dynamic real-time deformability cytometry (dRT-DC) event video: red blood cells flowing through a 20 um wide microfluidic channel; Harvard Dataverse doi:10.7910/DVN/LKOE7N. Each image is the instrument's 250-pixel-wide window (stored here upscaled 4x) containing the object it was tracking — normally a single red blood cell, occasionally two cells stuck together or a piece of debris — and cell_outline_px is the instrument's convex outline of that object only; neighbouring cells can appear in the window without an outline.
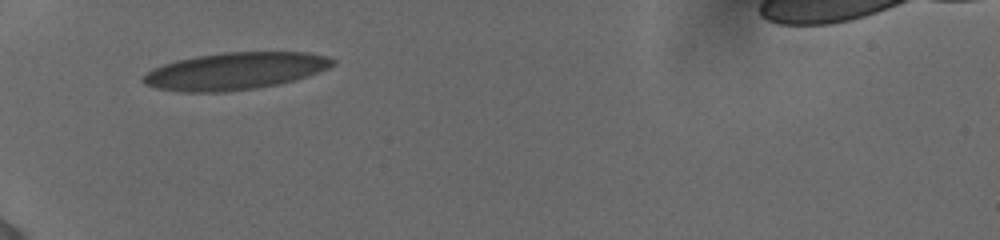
{"species": "human", "species_latin": "Homo sapiens", "temperature_condition": "cold", "stored_images_in_passage": 31, "camera_frame_rate_fps": 3000, "um_per_image_px": 0.085, "donor": {"sex": "female"}, "frame": {"image": 1, "passage_image": 1, "time_ms": 0.0, "image_size_px": [1000, 240], "cell_outline_px": [[336, 64], [328, 68], [280, 84], [256, 88], [224, 92], [180, 92], [156, 88], [144, 84], [144, 76], [152, 68], [176, 60], [196, 56], [224, 52], [308, 52], [328, 56], [336, 60]], "centroid_in_image_um": [19.98, 6.03], "position_along_channel_um": 65.0, "area_um2": 40.92}}
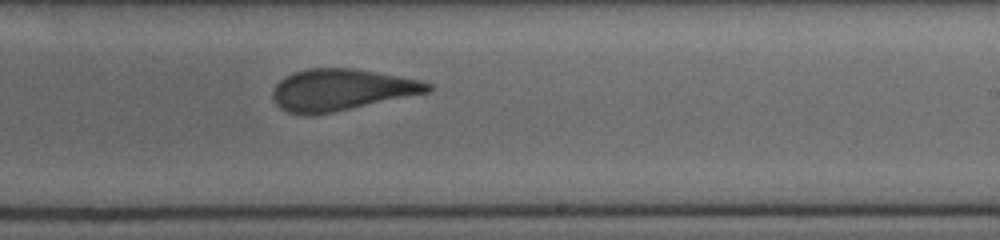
{"frame": {"image": 2, "passage_image": 17, "time_ms": 5.333, "image_size_px": [1000, 240], "cell_outline_px": [[432, 88], [428, 92], [332, 112], [312, 116], [304, 116], [288, 112], [280, 108], [276, 104], [272, 96], [272, 88], [284, 76], [292, 72], [308, 68], [352, 68], [376, 72], [420, 80], [432, 84]], "centroid_in_image_um": [28.93, 7.63], "position_along_channel_um": 260.1, "area_um2": 37.51}}
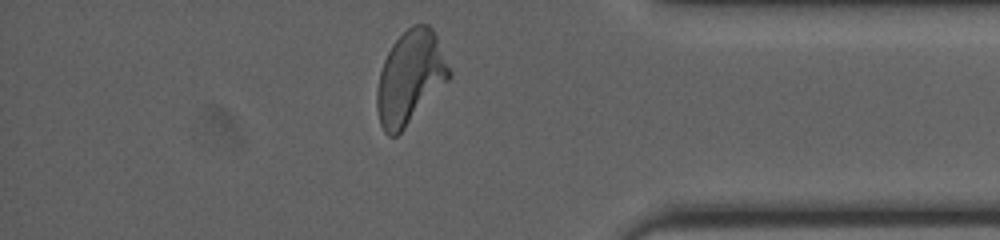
{"frame": {"image": 3, "passage_image": 29, "time_ms": 9.333, "image_size_px": [1000, 240], "cell_outline_px": [[452, 76], [404, 128], [396, 136], [388, 136], [384, 132], [380, 124], [376, 108], [376, 92], [380, 72], [384, 60], [392, 44], [412, 24], [428, 24], [432, 28], [436, 36], [452, 72]], "centroid_in_image_um": [34.85, 6.59], "position_along_channel_um": 400.3, "area_um2": 38.9}, "authors_computed_cell_mechanics": {"area_um2": 38.6682, "velocity_mm_per_s": 3.8798, "shape_relaxation_time_tau1_ms": 9.6062, "shape_relaxation_time_tau2_ms": 0.9929, "deformation_change_tau1": 0.2528, "deformation_change_tau2": 0.0954}}